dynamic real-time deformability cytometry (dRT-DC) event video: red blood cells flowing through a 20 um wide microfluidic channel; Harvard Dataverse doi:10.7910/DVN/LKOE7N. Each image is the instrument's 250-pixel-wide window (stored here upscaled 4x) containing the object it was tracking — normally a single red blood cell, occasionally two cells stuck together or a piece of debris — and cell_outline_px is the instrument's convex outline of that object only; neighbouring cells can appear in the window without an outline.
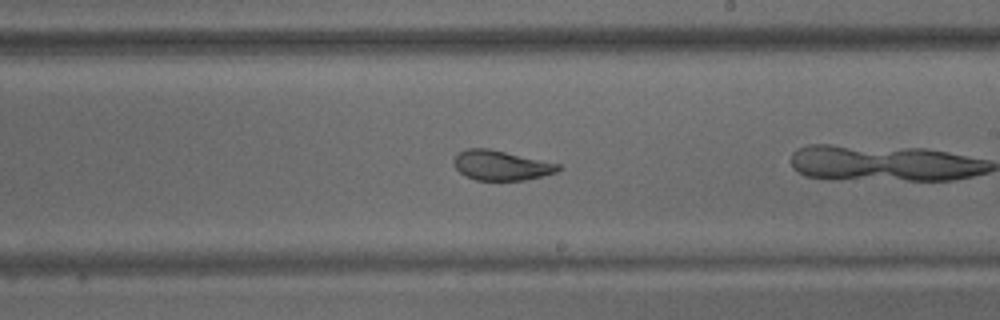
{"species": "common noctule bat (a hibernating species)", "species_latin": "Nyctalus noctula", "temperature_condition": "warm", "stored_images_in_passage": 23, "camera_frame_rate_fps": 3000, "um_per_image_px": 0.085, "animal": {"sex": "male", "body_mass_g": 15.6}, "frame": {"image": 1, "passage_image": 17, "time_ms": 5.333, "image_size_px": [1000, 320], "cell_outline_px": [[560, 168], [556, 172], [524, 180], [476, 180], [460, 172], [456, 168], [452, 160], [460, 152], [468, 148], [488, 148], [560, 164]], "centroid_in_image_um": [42.58, 14.05], "position_along_channel_um": 246.4, "area_um2": 17.8}}
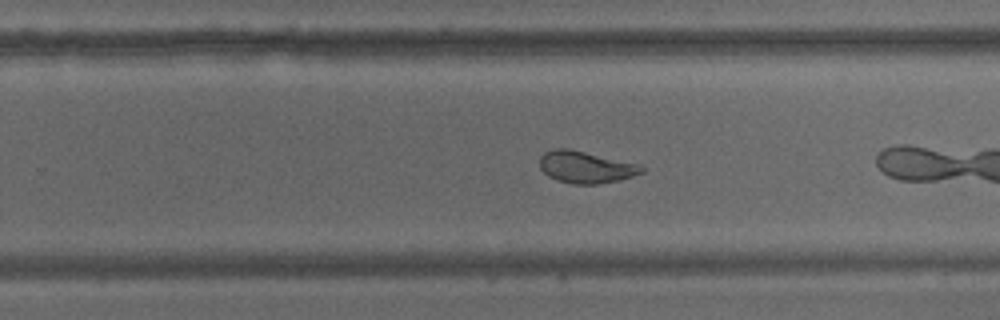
{"frame": {"image": 2, "passage_image": 20, "time_ms": 6.333, "image_size_px": [1000, 320], "cell_outline_px": [[644, 172], [632, 176], [616, 180], [596, 184], [572, 184], [548, 176], [540, 168], [540, 156], [544, 152], [556, 148], [568, 148], [640, 164], [644, 168]], "centroid_in_image_um": [49.78, 14.19], "position_along_channel_um": 280.0, "area_um2": 18.79}}